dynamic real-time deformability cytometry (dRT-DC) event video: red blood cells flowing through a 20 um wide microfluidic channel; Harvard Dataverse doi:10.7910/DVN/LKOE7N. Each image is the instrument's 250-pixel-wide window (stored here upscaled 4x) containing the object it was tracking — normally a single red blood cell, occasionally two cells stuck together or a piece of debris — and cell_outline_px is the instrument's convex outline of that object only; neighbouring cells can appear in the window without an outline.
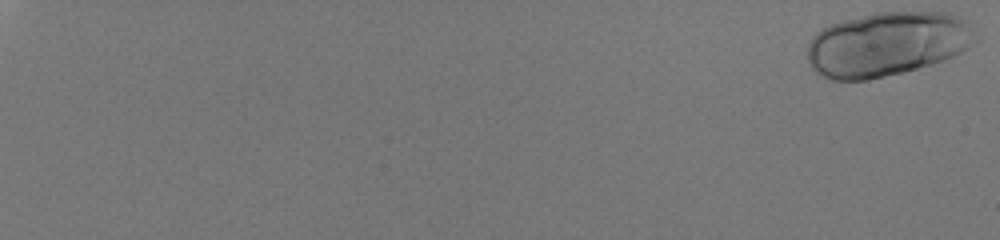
{"species": "human", "species_latin": "Homo sapiens", "temperature_condition": "room temperature", "stored_images_in_passage": 29, "camera_frame_rate_fps": 3000, "um_per_image_px": 0.085, "donor": {"sex": "male"}, "frame": {"image": 1, "passage_image": 1, "time_ms": 0.0, "image_size_px": [1000, 240], "cell_outline_px": [[980, 40], [968, 48], [944, 60], [904, 72], [868, 80], [832, 80], [820, 76], [808, 64], [808, 44], [812, 36], [820, 28], [844, 20], [876, 12], [948, 12], [960, 16], [968, 20], [980, 36]], "centroid_in_image_um": [75.45, 3.73], "position_along_channel_um": 9.5, "area_um2": 63.87}}
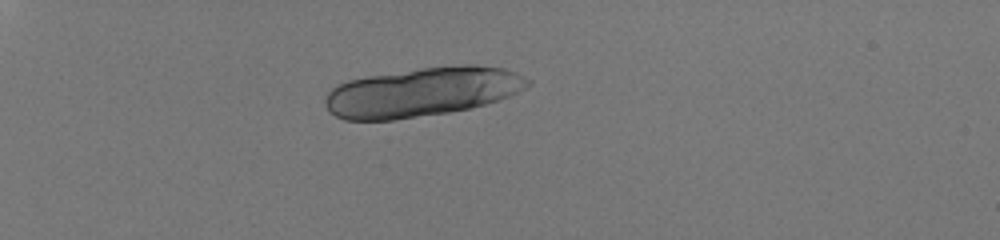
{"frame": {"image": 2, "passage_image": 20, "time_ms": 6.333, "image_size_px": [1000, 240], "cell_outline_px": [[532, 84], [500, 100], [468, 108], [448, 112], [392, 120], [344, 120], [336, 116], [324, 104], [324, 100], [328, 92], [336, 84], [348, 80], [368, 76], [420, 68], [460, 64], [476, 64], [504, 68], [516, 72], [532, 80]], "centroid_in_image_um": [35.9, 7.8], "position_along_channel_um": 49.1, "area_um2": 58.15}}